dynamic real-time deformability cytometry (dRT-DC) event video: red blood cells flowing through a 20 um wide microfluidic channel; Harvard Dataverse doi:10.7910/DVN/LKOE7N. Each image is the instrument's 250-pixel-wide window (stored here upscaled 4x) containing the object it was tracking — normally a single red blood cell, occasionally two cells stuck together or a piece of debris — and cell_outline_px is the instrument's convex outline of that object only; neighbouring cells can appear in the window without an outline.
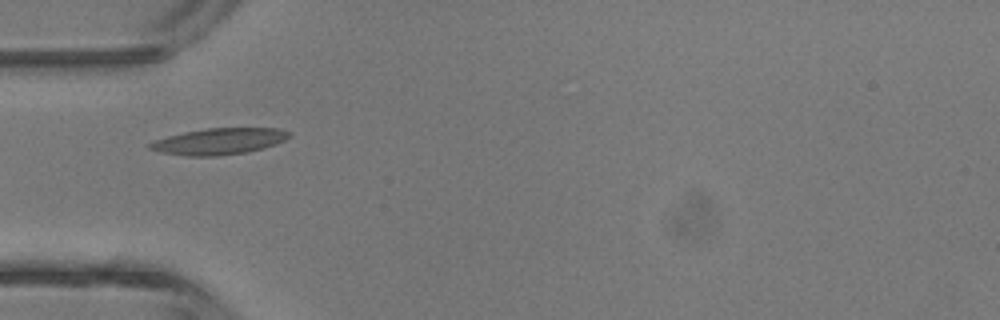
{"species": "common noctule bat (a hibernating species)", "species_latin": "Nyctalus noctula", "temperature_condition": "room temperature", "stored_images_in_passage": 4, "camera_frame_rate_fps": 3000, "um_per_image_px": 0.085, "animal": {"sex": "male", "body_mass_g": 13.3}, "frame": {"image": 1, "passage_image": 3, "time_ms": 3.333, "image_size_px": [1000, 320], "cell_outline_px": [[292, 136], [276, 144], [264, 148], [248, 152], [216, 156], [184, 156], [160, 152], [148, 148], [148, 144], [152, 140], [184, 132], [208, 128], [280, 128], [292, 132]], "centroid_in_image_um": [18.63, 12.01], "position_along_channel_um": 66.4, "area_um2": 21.62}}
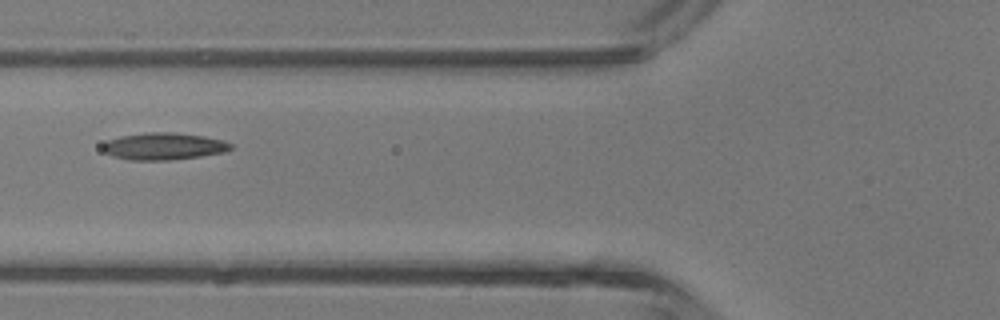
{"frame": {"image": 2, "passage_image": 4, "time_ms": 4.333, "image_size_px": [1000, 320], "cell_outline_px": [[232, 148], [224, 152], [200, 156], [168, 160], [128, 160], [112, 156], [104, 152], [100, 148], [100, 144], [108, 140], [120, 136], [144, 132], [172, 132], [204, 136], [224, 140], [232, 144]], "centroid_in_image_um": [13.86, 12.43], "position_along_channel_um": 111.9, "area_um2": 20.4}}